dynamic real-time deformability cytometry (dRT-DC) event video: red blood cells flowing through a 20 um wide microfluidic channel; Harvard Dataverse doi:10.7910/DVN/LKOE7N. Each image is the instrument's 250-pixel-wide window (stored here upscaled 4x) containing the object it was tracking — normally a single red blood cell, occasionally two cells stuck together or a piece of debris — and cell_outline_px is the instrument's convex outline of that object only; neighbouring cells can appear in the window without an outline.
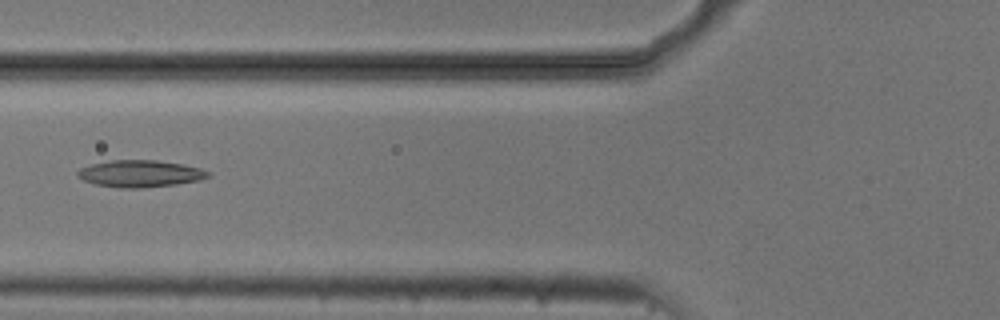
{"species": "common noctule bat (a hibernating species)", "species_latin": "Nyctalus noctula", "temperature_condition": "cold", "stored_images_in_passage": 5, "camera_frame_rate_fps": 3000, "um_per_image_px": 0.085, "animal": {"sex": "male", "body_mass_g": 20.5, "forearm_length_mm": 52.5}, "frame": {"image": 1, "passage_image": 2, "time_ms": 0.333, "image_size_px": [1000, 320], "cell_outline_px": [[212, 176], [200, 180], [176, 184], [140, 188], [120, 188], [96, 184], [84, 180], [76, 176], [76, 172], [80, 168], [92, 164], [112, 160], [156, 160], [184, 164], [200, 168], [212, 172]], "centroid_in_image_um": [11.95, 14.75], "position_along_channel_um": 113.8, "area_um2": 20.58}}
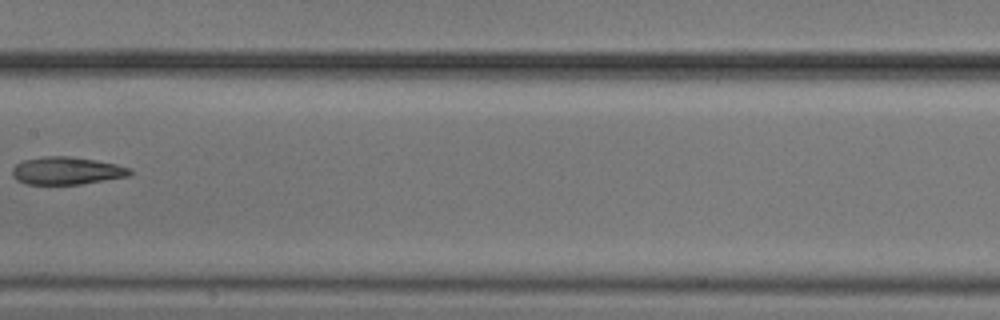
{"frame": {"image": 2, "passage_image": 4, "time_ms": 1.0, "image_size_px": [1000, 320], "cell_outline_px": [[132, 172], [128, 176], [80, 184], [28, 184], [16, 180], [12, 176], [12, 168], [16, 164], [24, 160], [44, 156], [68, 156], [96, 160], [116, 164], [132, 168]], "centroid_in_image_um": [5.66, 14.51], "position_along_channel_um": 201.7, "area_um2": 18.9}}
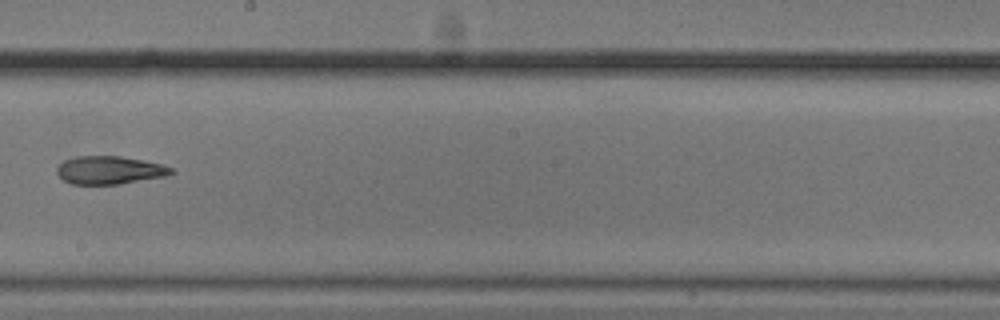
{"frame": {"image": 3, "passage_image": 5, "time_ms": 1.333, "image_size_px": [1000, 320], "cell_outline_px": [[176, 172], [168, 176], [120, 184], [72, 184], [64, 180], [56, 172], [56, 168], [64, 160], [76, 156], [120, 156], [160, 164], [172, 168]], "centroid_in_image_um": [9.32, 14.47], "position_along_channel_um": 238.9, "area_um2": 18.67}}